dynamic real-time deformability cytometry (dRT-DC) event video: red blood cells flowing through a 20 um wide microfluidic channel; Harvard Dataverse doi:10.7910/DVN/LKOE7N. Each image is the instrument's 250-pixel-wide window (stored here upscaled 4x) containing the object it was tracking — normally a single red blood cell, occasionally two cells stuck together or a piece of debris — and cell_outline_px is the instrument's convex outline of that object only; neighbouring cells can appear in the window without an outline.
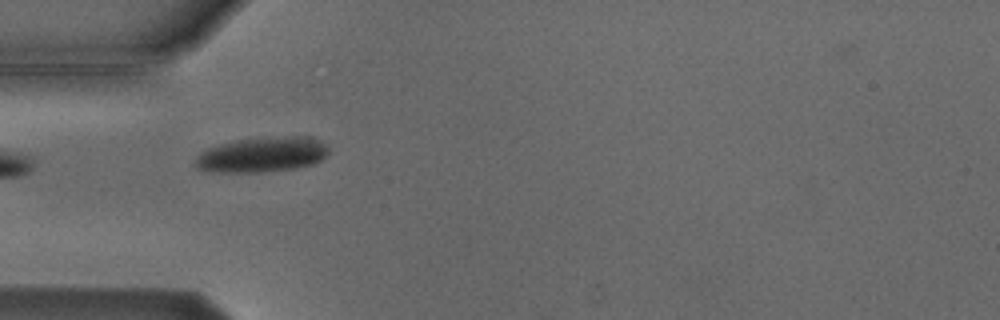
{"species": "Egyptian fruit bat (a non-hibernating species)", "species_latin": "Rousettus aegyptiacus", "temperature_condition": "cold", "stored_images_in_passage": 7, "camera_frame_rate_fps": 3000, "um_per_image_px": 0.085, "animal": {"sex": "male"}, "frame": {"image": 1, "passage_image": 5, "time_ms": 4.667, "image_size_px": [1000, 320], "cell_outline_px": [[332, 152], [328, 156], [312, 164], [292, 168], [260, 172], [212, 172], [196, 168], [196, 156], [200, 152], [208, 148], [220, 144], [236, 140], [292, 136], [312, 136], [328, 144]], "centroid_in_image_um": [22.34, 13.13], "position_along_channel_um": 62.7, "area_um2": 27.4}}
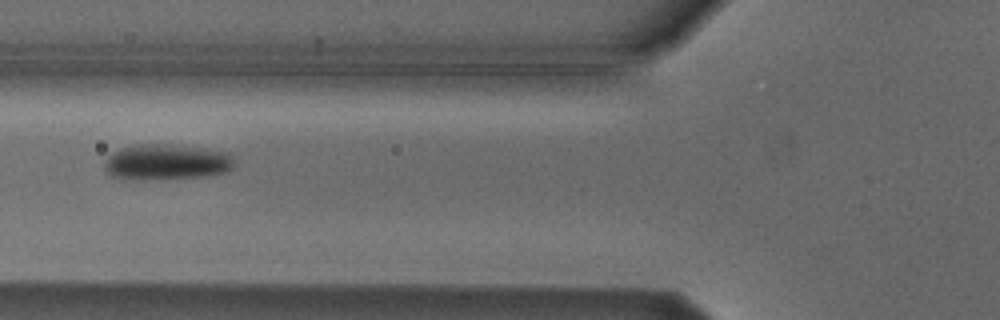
{"frame": {"image": 2, "passage_image": 6, "time_ms": 6.0, "image_size_px": [1000, 320], "cell_outline_px": [[236, 164], [228, 172], [204, 176], [136, 180], [124, 180], [112, 176], [104, 168], [104, 160], [112, 152], [120, 148], [136, 144], [168, 144], [204, 148], [224, 152], [232, 156]], "centroid_in_image_um": [14.12, 13.77], "position_along_channel_um": 111.7, "area_um2": 27.28}}
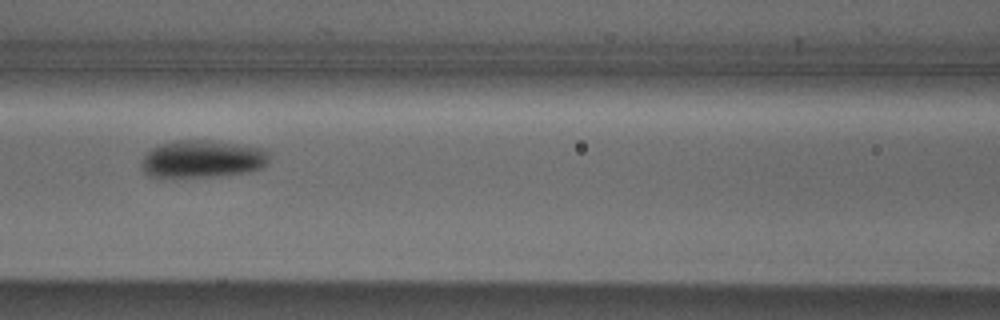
{"frame": {"image": 3, "passage_image": 7, "time_ms": 7.0, "image_size_px": [1000, 320], "cell_outline_px": [[268, 160], [260, 168], [248, 172], [216, 176], [160, 180], [148, 176], [144, 172], [140, 164], [144, 156], [152, 148], [160, 144], [176, 140], [208, 140], [264, 148], [268, 152]], "centroid_in_image_um": [17.11, 13.55], "position_along_channel_um": 149.5, "area_um2": 28.55}}